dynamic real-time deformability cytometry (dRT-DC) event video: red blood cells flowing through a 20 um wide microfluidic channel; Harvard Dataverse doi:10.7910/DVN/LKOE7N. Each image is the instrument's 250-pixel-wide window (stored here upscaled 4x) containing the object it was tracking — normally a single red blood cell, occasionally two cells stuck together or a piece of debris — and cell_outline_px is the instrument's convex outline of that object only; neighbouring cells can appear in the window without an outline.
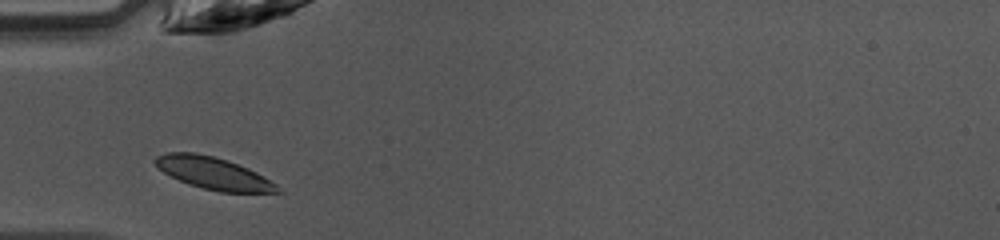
{"species": "common noctule bat (a hibernating species)", "species_latin": "Nyctalus noctula", "temperature_condition": "warm", "stored_images_in_passage": 33, "camera_frame_rate_fps": 3000, "um_per_image_px": 0.085, "animal": {"sex": "female", "body_mass_g": 10.0, "forearm_length_mm": 53.1}, "frame": {"image": 1, "passage_image": 1, "time_ms": 0.0, "image_size_px": [1000, 240], "cell_outline_px": [[280, 192], [220, 192], [188, 184], [164, 172], [152, 160], [156, 156], [164, 152], [196, 152], [228, 160], [248, 168], [256, 172], [276, 184], [280, 188]], "centroid_in_image_um": [18.12, 14.71], "position_along_channel_um": 66.9, "area_um2": 22.66}}
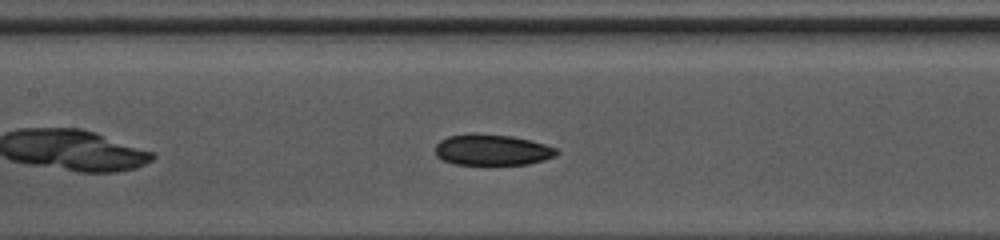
{"frame": {"image": 2, "passage_image": 8, "time_ms": 2.333, "image_size_px": [1000, 240], "cell_outline_px": [[560, 152], [556, 156], [544, 160], [528, 164], [456, 164], [444, 160], [436, 156], [436, 144], [440, 140], [448, 136], [512, 136], [532, 140], [556, 148]], "centroid_in_image_um": [41.9, 12.77], "position_along_channel_um": 165.5, "area_um2": 21.15}}
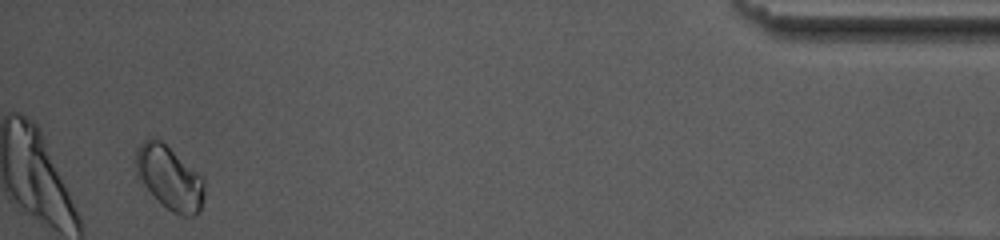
{"frame": {"image": 3, "passage_image": 31, "time_ms": 10.0, "image_size_px": [1000, 240], "cell_outline_px": [[204, 196], [200, 208], [196, 216], [180, 216], [172, 212], [136, 176], [136, 152], [140, 144], [144, 140], [152, 136], [160, 140], [204, 176]], "centroid_in_image_um": [14.44, 15.09], "position_along_channel_um": 420.8, "area_um2": 25.2}}